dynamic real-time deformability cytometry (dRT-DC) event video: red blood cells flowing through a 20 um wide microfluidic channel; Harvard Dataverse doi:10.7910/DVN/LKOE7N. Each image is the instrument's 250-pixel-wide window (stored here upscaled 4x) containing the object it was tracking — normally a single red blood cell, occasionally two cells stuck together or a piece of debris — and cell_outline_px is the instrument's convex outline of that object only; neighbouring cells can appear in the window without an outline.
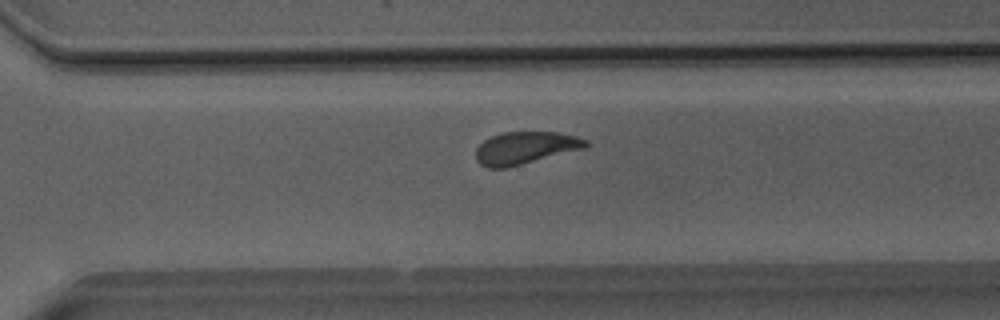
{"species": "Egyptian fruit bat (a non-hibernating species)", "species_latin": "Rousettus aegyptiacus", "temperature_condition": "room temperature", "stored_images_in_passage": 31, "camera_frame_rate_fps": 3000, "um_per_image_px": 0.085, "animal": {"sex": "male"}, "frame": {"image": 1, "passage_image": 22, "time_ms": 7.0, "image_size_px": [1000, 320], "cell_outline_px": [[588, 148], [508, 168], [488, 168], [480, 164], [476, 160], [476, 148], [484, 140], [492, 136], [504, 132], [556, 132], [576, 136], [588, 140]], "centroid_in_image_um": [44.68, 12.58], "position_along_channel_um": 325.9, "area_um2": 21.04}}
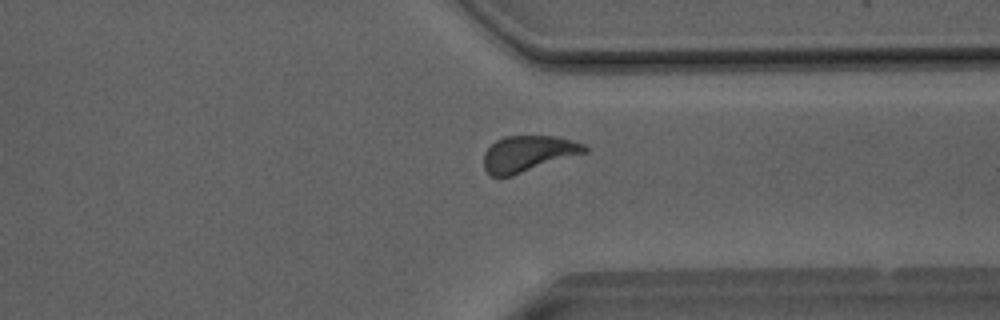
{"frame": {"image": 2, "passage_image": 25, "time_ms": 8.0, "image_size_px": [1000, 320], "cell_outline_px": [[588, 152], [512, 176], [492, 176], [484, 168], [484, 152], [496, 140], [504, 136], [556, 136], [584, 144], [588, 148]], "centroid_in_image_um": [44.9, 13.06], "position_along_channel_um": 366.5, "area_um2": 21.15}}
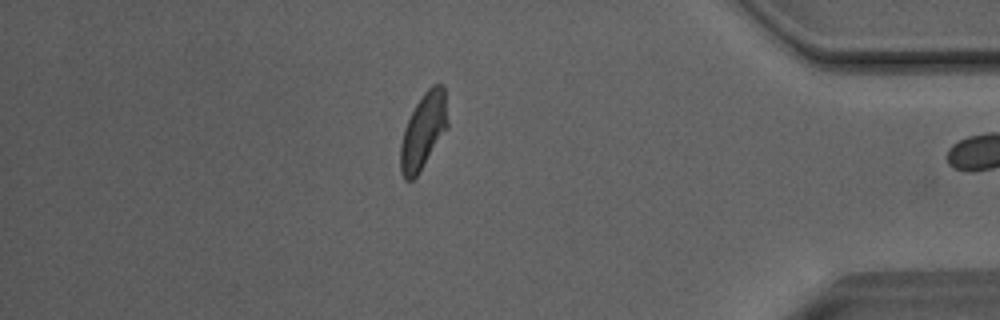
{"frame": {"image": 3, "passage_image": 30, "time_ms": 9.667, "image_size_px": [1000, 320], "cell_outline_px": [[448, 128], [416, 176], [412, 180], [404, 180], [400, 172], [400, 144], [404, 128], [416, 104], [424, 92], [432, 84], [440, 84], [444, 88], [448, 120]], "centroid_in_image_um": [35.98, 11.14], "position_along_channel_um": 399.2, "area_um2": 20.69}}